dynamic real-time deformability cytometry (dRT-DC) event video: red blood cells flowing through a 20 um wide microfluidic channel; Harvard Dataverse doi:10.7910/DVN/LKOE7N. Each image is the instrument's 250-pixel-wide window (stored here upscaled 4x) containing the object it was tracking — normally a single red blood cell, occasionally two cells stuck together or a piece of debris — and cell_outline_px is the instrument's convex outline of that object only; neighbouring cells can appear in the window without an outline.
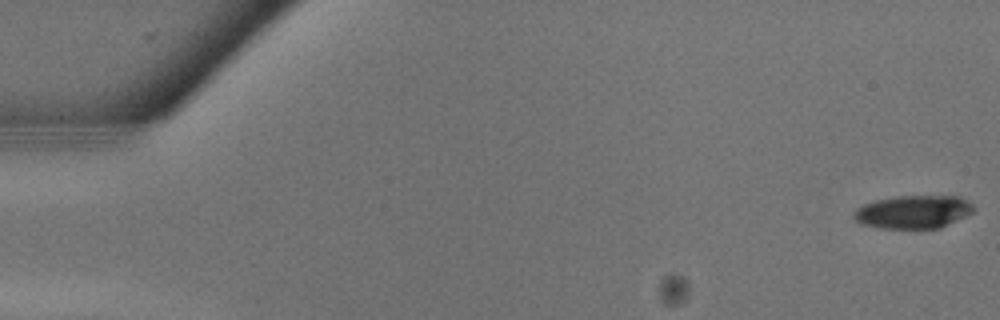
{"species": "common noctule bat (a hibernating species)", "species_latin": "Nyctalus noctula", "temperature_condition": "warm", "stored_images_in_passage": 11, "camera_frame_rate_fps": 3000, "um_per_image_px": 0.085, "animal": {"sex": "male", "body_mass_g": 13.3}, "frame": {"image": 1, "passage_image": 1, "time_ms": 0.0, "image_size_px": [1000, 320], "cell_outline_px": [[976, 208], [972, 212], [940, 228], [880, 228], [864, 224], [856, 220], [852, 216], [852, 212], [856, 208], [864, 204], [876, 200], [900, 196], [960, 196], [972, 204]], "centroid_in_image_um": [77.62, 18.0], "position_along_channel_um": 7.4, "area_um2": 22.95}}
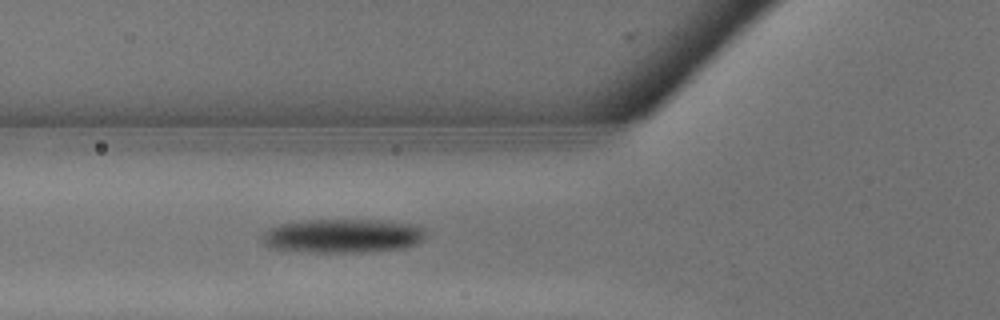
{"frame": {"image": 2, "passage_image": 11, "time_ms": 3.333, "image_size_px": [1000, 320], "cell_outline_px": [[424, 236], [420, 244], [404, 248], [372, 252], [304, 252], [272, 248], [264, 244], [264, 232], [268, 228], [280, 224], [308, 220], [380, 220], [412, 224], [424, 228]], "centroid_in_image_um": [29.17, 20.06], "position_along_channel_um": 96.6, "area_um2": 32.48}}